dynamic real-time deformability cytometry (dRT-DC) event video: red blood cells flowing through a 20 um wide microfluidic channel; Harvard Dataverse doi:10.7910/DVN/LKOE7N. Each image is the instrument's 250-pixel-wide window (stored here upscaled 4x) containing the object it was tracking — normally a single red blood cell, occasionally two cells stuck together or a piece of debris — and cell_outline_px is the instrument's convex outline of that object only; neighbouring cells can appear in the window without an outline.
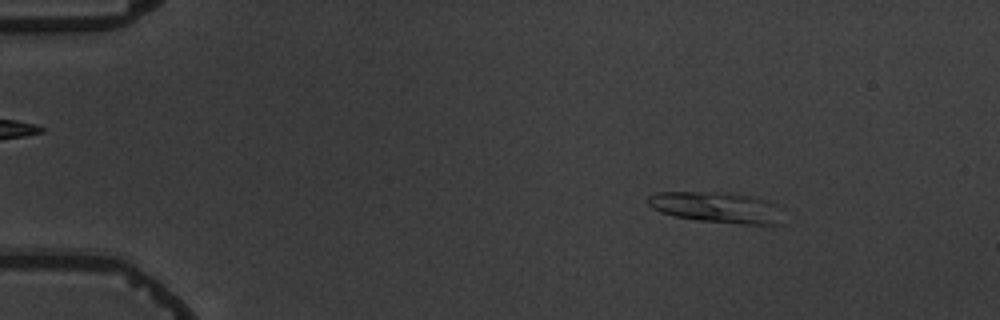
{"species": "common noctule bat (a hibernating species)", "species_latin": "Nyctalus noctula", "temperature_condition": "warm", "stored_images_in_passage": 7, "camera_frame_rate_fps": 3000, "um_per_image_px": 0.085, "animal": {"sex": "male", "body_mass_g": 19.5, "forearm_length_mm": 54.6}, "frame": {"image": 1, "passage_image": 2, "time_ms": 1.333, "image_size_px": [1000, 320], "cell_outline_px": [[776, 224], [744, 224], [700, 220], [676, 216], [660, 212], [652, 208], [648, 204], [648, 196], [656, 192], [700, 192], [748, 196], [768, 200], [776, 204]], "centroid_in_image_um": [60.78, 17.62], "position_along_channel_um": 24.2, "area_um2": 23.18}}
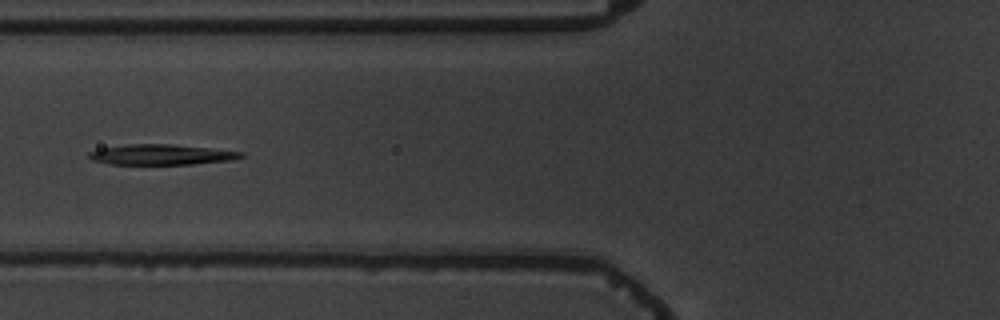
{"frame": {"image": 2, "passage_image": 6, "time_ms": 6.0, "image_size_px": [1000, 320], "cell_outline_px": [[244, 156], [228, 160], [192, 164], [112, 164], [92, 160], [88, 156], [88, 152], [104, 148], [128, 144], [172, 144], [244, 152]], "centroid_in_image_um": [13.69, 13.14], "position_along_channel_um": 112.1, "area_um2": 17.74}}
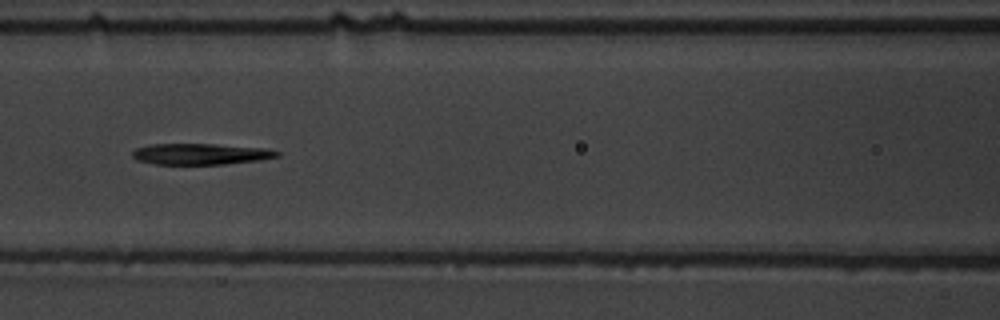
{"frame": {"image": 3, "passage_image": 7, "time_ms": 7.0, "image_size_px": [1000, 320], "cell_outline_px": [[280, 156], [256, 160], [224, 164], [156, 164], [136, 160], [132, 156], [132, 152], [136, 148], [148, 144], [212, 144], [268, 148], [280, 152]], "centroid_in_image_um": [17.03, 13.08], "position_along_channel_um": 149.6, "area_um2": 17.74}}